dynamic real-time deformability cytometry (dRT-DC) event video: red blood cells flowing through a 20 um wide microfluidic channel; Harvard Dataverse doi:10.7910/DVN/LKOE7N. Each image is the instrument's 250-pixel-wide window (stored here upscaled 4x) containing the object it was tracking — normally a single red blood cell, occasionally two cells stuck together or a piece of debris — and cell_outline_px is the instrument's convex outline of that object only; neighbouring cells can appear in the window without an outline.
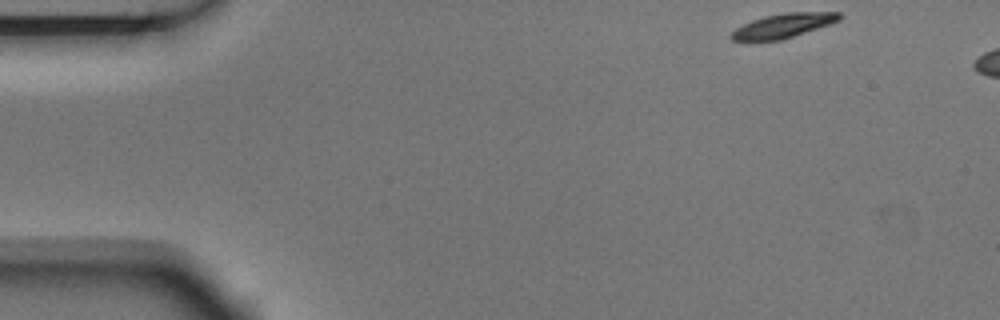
{"species": "Egyptian fruit bat (a non-hibernating species)", "species_latin": "Rousettus aegyptiacus", "temperature_condition": "room temperature", "stored_images_in_passage": 5, "camera_frame_rate_fps": 3000, "um_per_image_px": 0.085, "animal": {"sex": "male"}, "frame": {"image": 1, "passage_image": 1, "time_ms": 0.0, "image_size_px": [1000, 320], "cell_outline_px": [[844, 16], [840, 20], [780, 40], [732, 40], [728, 36], [736, 28], [752, 20], [764, 16], [784, 12], [840, 12]], "centroid_in_image_um": [66.58, 2.16], "position_along_channel_um": 18.4, "area_um2": 15.03}}